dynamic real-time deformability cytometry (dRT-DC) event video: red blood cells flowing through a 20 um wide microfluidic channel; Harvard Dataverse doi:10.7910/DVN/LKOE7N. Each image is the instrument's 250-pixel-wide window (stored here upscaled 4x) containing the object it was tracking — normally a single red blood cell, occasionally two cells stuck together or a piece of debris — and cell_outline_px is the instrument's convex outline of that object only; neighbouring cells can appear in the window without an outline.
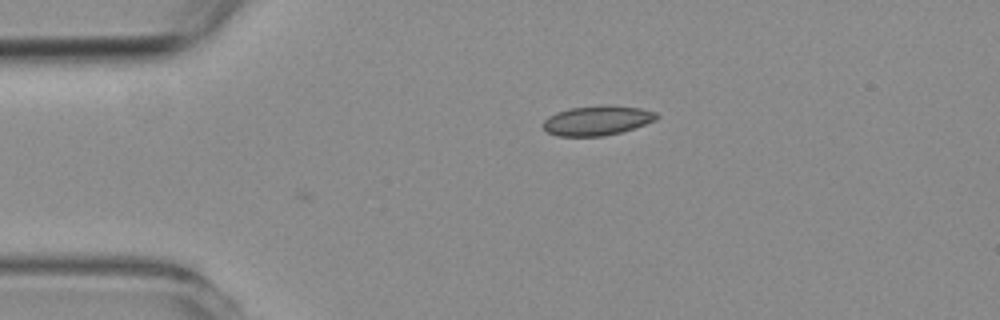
{"species": "common noctule bat (a hibernating species)", "species_latin": "Nyctalus noctula", "temperature_condition": "room temperature", "stored_images_in_passage": 2, "camera_frame_rate_fps": 3000, "um_per_image_px": 0.085, "animal": {"sex": "female", "body_mass_g": 19.3, "forearm_length_mm": 54.1}, "frame": {"image": 1, "passage_image": 2, "time_ms": 0.333, "image_size_px": [1000, 320], "cell_outline_px": [[660, 116], [656, 120], [620, 132], [604, 136], [556, 136], [548, 132], [544, 128], [544, 120], [548, 116], [556, 112], [568, 108], [640, 108], [656, 112]], "centroid_in_image_um": [50.72, 10.29], "position_along_channel_um": 34.3, "area_um2": 18.61}}